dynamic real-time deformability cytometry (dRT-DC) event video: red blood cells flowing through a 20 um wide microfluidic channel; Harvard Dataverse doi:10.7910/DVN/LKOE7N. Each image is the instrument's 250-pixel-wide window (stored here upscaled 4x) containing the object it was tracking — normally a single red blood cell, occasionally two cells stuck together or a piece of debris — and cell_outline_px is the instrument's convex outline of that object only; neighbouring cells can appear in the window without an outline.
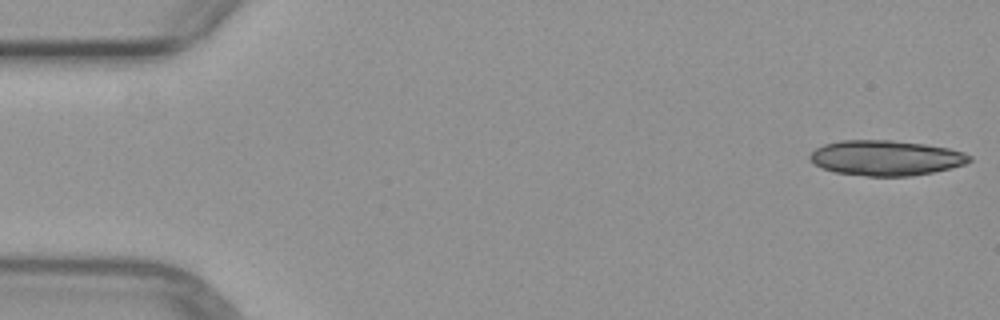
{"species": "common noctule bat (a hibernating species)", "species_latin": "Nyctalus noctula", "temperature_condition": "warm", "stored_images_in_passage": 2, "camera_frame_rate_fps": 3000, "um_per_image_px": 0.085, "animal": {"sex": "female", "body_mass_g": 29.2, "forearm_length_mm": 56.3}, "frame": {"image": 1, "passage_image": 2, "time_ms": 1.333, "image_size_px": [1000, 320], "cell_outline_px": [[972, 160], [964, 164], [932, 172], [912, 176], [868, 176], [832, 172], [820, 168], [808, 160], [808, 156], [816, 148], [824, 144], [840, 140], [892, 140], [924, 144], [948, 148], [964, 152], [972, 156]], "centroid_in_image_um": [75.25, 13.42], "position_along_channel_um": 9.8, "area_um2": 32.89}}